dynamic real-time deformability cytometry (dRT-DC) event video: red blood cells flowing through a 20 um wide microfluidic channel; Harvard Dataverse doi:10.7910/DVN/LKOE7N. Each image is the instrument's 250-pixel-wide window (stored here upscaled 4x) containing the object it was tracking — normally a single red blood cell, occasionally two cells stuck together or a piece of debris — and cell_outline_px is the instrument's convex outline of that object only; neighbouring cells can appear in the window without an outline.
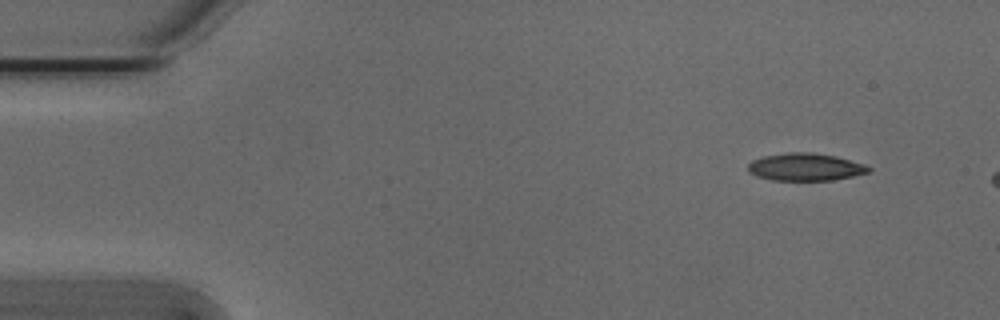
{"species": "Egyptian fruit bat (a non-hibernating species)", "species_latin": "Rousettus aegyptiacus", "temperature_condition": "cold", "stored_images_in_passage": 6, "camera_frame_rate_fps": 3000, "um_per_image_px": 0.085, "animal": {"sex": "male"}, "frame": {"image": 1, "passage_image": 1, "time_ms": 0.0, "image_size_px": [1000, 320], "cell_outline_px": [[872, 172], [832, 180], [772, 180], [756, 176], [748, 172], [748, 164], [752, 160], [764, 156], [784, 152], [812, 152], [836, 156], [864, 164], [872, 168]], "centroid_in_image_um": [68.46, 14.19], "position_along_channel_um": 16.5, "area_um2": 19.48}}